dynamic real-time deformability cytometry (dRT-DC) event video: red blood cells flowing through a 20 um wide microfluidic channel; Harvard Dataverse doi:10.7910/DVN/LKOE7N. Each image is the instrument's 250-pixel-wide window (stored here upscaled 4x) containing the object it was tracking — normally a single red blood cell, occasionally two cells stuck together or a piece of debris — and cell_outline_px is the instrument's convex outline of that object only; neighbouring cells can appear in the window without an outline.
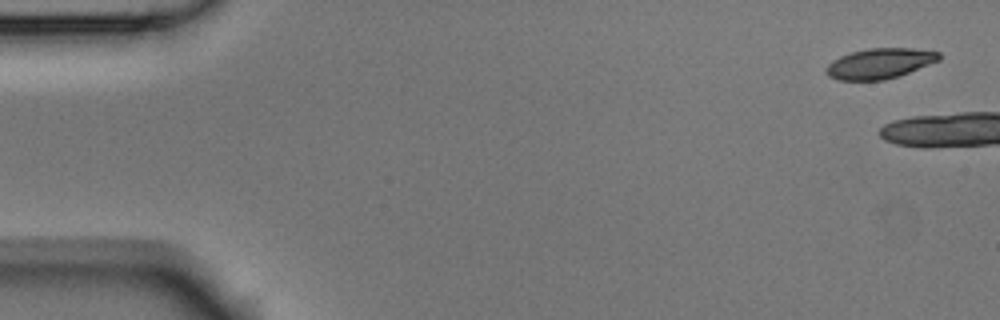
{"species": "Egyptian fruit bat (a non-hibernating species)", "species_latin": "Rousettus aegyptiacus", "temperature_condition": "room temperature", "stored_images_in_passage": 8, "camera_frame_rate_fps": 3000, "um_per_image_px": 0.085, "animal": {"sex": "male"}, "frame": {"image": 1, "passage_image": 1, "time_ms": 0.0, "image_size_px": [1000, 320], "cell_outline_px": [[940, 60], [908, 72], [884, 80], [836, 80], [828, 76], [828, 64], [832, 60], [840, 56], [852, 52], [868, 48], [912, 48], [940, 52]], "centroid_in_image_um": [74.78, 5.39], "position_along_channel_um": 10.2, "area_um2": 19.71}}
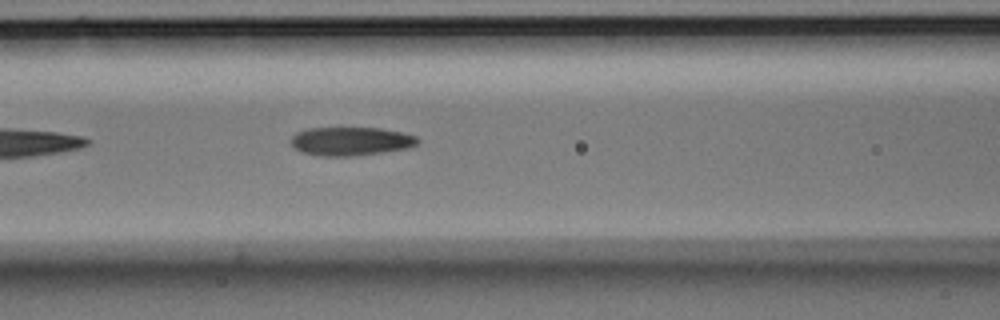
{"frame": {"image": 2, "passage_image": 8, "time_ms": 2.333, "image_size_px": [1000, 320], "cell_outline_px": [[420, 140], [412, 148], [384, 152], [352, 156], [320, 156], [300, 152], [292, 144], [292, 136], [296, 132], [308, 128], [380, 128], [400, 132], [416, 136]], "centroid_in_image_um": [29.84, 12.01], "position_along_channel_um": 136.8, "area_um2": 21.15}}